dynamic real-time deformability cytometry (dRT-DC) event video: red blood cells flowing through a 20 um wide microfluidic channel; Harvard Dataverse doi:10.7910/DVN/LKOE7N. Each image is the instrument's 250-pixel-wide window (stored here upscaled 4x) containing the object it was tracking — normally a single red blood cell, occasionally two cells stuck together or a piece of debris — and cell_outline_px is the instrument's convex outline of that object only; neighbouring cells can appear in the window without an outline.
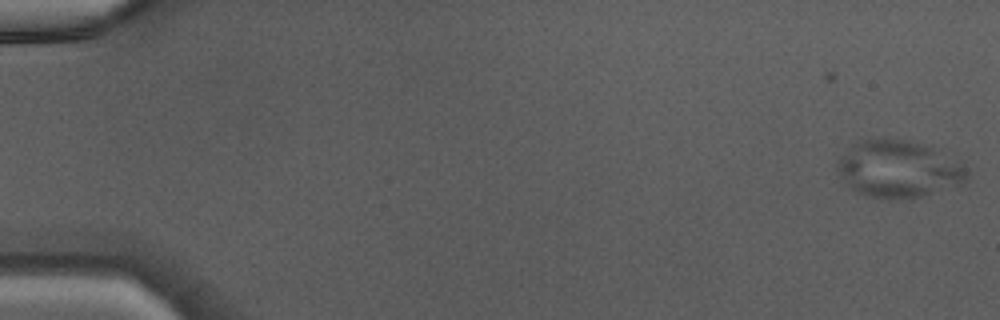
{"species": "Egyptian fruit bat (a non-hibernating species)", "species_latin": "Rousettus aegyptiacus", "temperature_condition": "warm", "stored_images_in_passage": 24, "camera_frame_rate_fps": 3000, "um_per_image_px": 0.085, "animal": {"sex": "male"}, "frame": {"image": 1, "passage_image": 1, "time_ms": 0.0, "image_size_px": [1000, 320], "cell_outline_px": [[968, 180], [960, 184], [920, 196], [864, 196], [848, 188], [840, 176], [836, 168], [836, 164], [840, 156], [856, 144], [864, 140], [900, 140], [932, 148], [960, 164], [964, 168], [968, 176]], "centroid_in_image_um": [76.3, 14.38], "position_along_channel_um": 8.7, "area_um2": 41.21}}
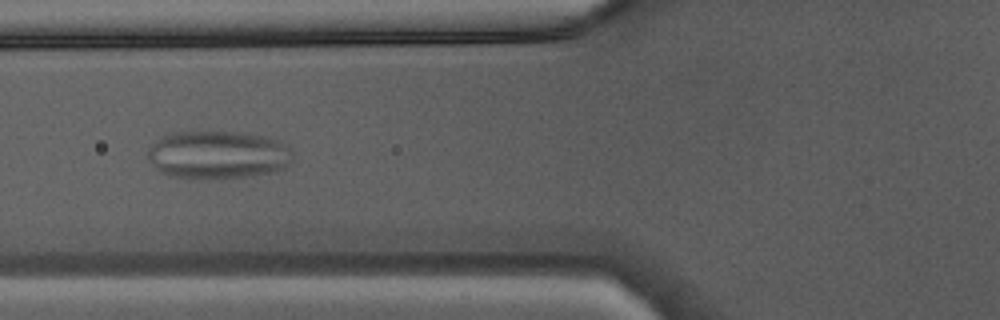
{"frame": {"image": 2, "passage_image": 19, "time_ms": 6.0, "image_size_px": [1000, 320], "cell_outline_px": [[292, 160], [288, 168], [272, 172], [248, 176], [168, 176], [160, 172], [148, 160], [148, 148], [160, 136], [172, 132], [220, 128], [268, 136], [280, 140], [288, 144], [292, 148]], "centroid_in_image_um": [18.57, 13.06], "position_along_channel_um": 107.2, "area_um2": 41.56}}